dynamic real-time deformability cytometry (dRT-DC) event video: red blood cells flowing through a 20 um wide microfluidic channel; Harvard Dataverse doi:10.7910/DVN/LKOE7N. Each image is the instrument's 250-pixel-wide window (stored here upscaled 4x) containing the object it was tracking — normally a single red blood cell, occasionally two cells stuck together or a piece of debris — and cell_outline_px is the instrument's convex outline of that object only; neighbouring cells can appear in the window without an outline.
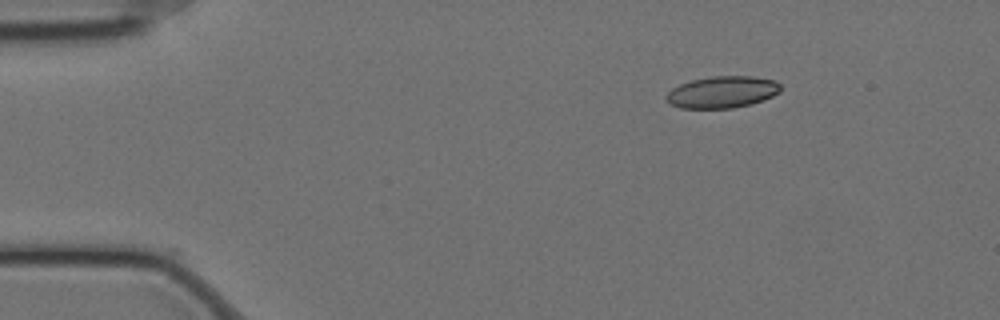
{"species": "Egyptian fruit bat (a non-hibernating species)", "species_latin": "Rousettus aegyptiacus", "temperature_condition": "cold", "stored_images_in_passage": 51, "camera_frame_rate_fps": 3000, "um_per_image_px": 0.085, "animal": {"sex": "female"}, "frame": {"image": 1, "passage_image": 1, "time_ms": 0.0, "image_size_px": [1000, 320], "cell_outline_px": [[780, 92], [772, 96], [752, 104], [732, 108], [680, 108], [668, 104], [664, 96], [672, 88], [680, 84], [692, 80], [712, 76], [752, 76], [776, 80], [780, 84]], "centroid_in_image_um": [61.37, 7.83], "position_along_channel_um": 23.6, "area_um2": 21.33}}
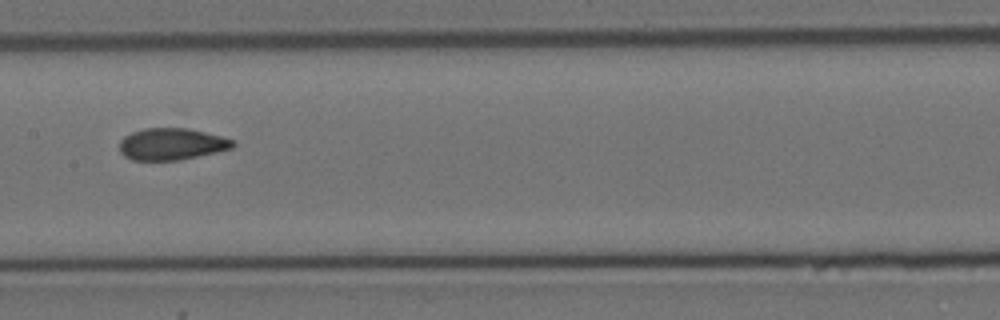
{"frame": {"image": 2, "passage_image": 22, "time_ms": 7.0, "image_size_px": [1000, 320], "cell_outline_px": [[236, 144], [232, 148], [216, 152], [180, 160], [132, 160], [124, 156], [120, 152], [120, 140], [124, 136], [132, 132], [144, 128], [188, 128], [220, 136], [232, 140]], "centroid_in_image_um": [14.56, 12.25], "position_along_channel_um": 192.8, "area_um2": 20.92}}
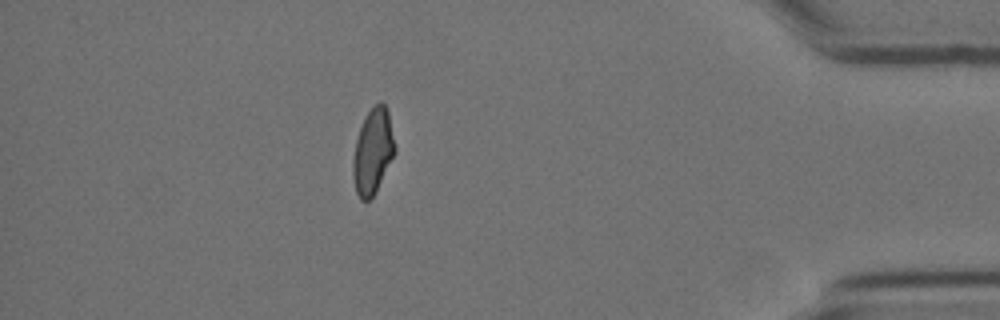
{"frame": {"image": 3, "passage_image": 44, "time_ms": 14.333, "image_size_px": [1000, 320], "cell_outline_px": [[396, 152], [372, 196], [368, 200], [360, 200], [356, 192], [352, 176], [352, 160], [356, 140], [364, 116], [380, 100], [388, 108], [396, 148]], "centroid_in_image_um": [31.69, 12.83], "position_along_channel_um": 403.5, "area_um2": 20.81}, "authors_computed_cell_mechanics": {"area_um2": 21.3282, "velocity_mm_per_s": 3.4792, "shape_relaxation_time_tau1_ms": null, "shape_relaxation_time_tau2_ms": 2.3414, "deformation_change_tau1": null, "deformation_change_tau2": 0.0723}}